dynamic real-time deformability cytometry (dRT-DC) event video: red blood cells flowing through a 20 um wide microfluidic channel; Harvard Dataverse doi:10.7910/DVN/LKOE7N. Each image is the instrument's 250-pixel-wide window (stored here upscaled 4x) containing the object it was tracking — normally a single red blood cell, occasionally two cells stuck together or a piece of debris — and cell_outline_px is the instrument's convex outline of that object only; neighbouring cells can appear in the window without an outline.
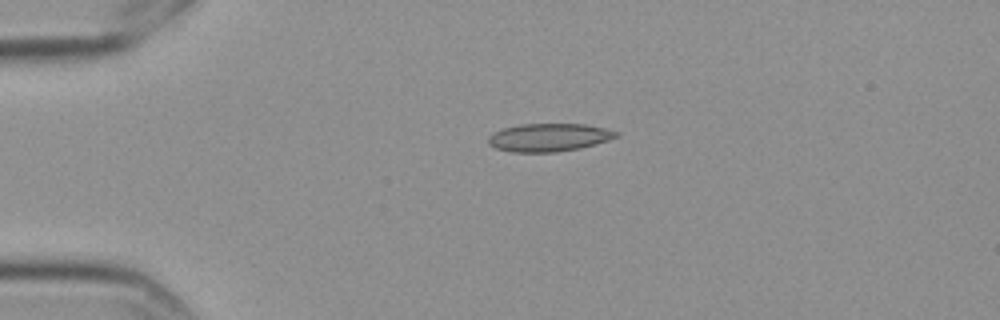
{"species": "Egyptian fruit bat (a non-hibernating species)", "species_latin": "Rousettus aegyptiacus", "temperature_condition": "cold", "stored_images_in_passage": 4, "camera_frame_rate_fps": 3000, "um_per_image_px": 0.085, "frame": {"image": 1, "passage_image": 2, "time_ms": 0.333, "image_size_px": [1000, 320], "cell_outline_px": [[620, 136], [608, 140], [580, 148], [556, 152], [512, 152], [496, 148], [488, 144], [488, 136], [492, 132], [504, 128], [520, 124], [584, 124], [604, 128], [620, 132]], "centroid_in_image_um": [46.65, 11.68], "position_along_channel_um": 38.4, "area_um2": 20.92}}
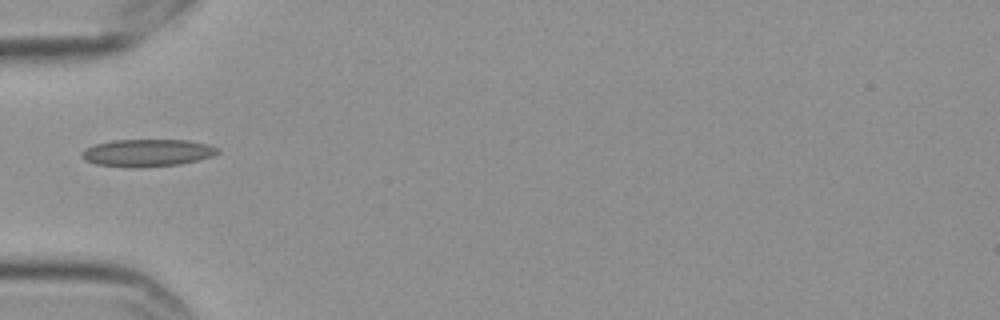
{"frame": {"image": 2, "passage_image": 4, "time_ms": 1.0, "image_size_px": [1000, 320], "cell_outline_px": [[220, 152], [212, 156], [200, 160], [180, 164], [140, 168], [124, 168], [96, 164], [84, 160], [80, 156], [80, 152], [84, 148], [96, 144], [112, 140], [188, 140], [208, 144], [220, 148]], "centroid_in_image_um": [12.5, 13.0], "position_along_channel_um": 72.5, "area_um2": 22.14}}